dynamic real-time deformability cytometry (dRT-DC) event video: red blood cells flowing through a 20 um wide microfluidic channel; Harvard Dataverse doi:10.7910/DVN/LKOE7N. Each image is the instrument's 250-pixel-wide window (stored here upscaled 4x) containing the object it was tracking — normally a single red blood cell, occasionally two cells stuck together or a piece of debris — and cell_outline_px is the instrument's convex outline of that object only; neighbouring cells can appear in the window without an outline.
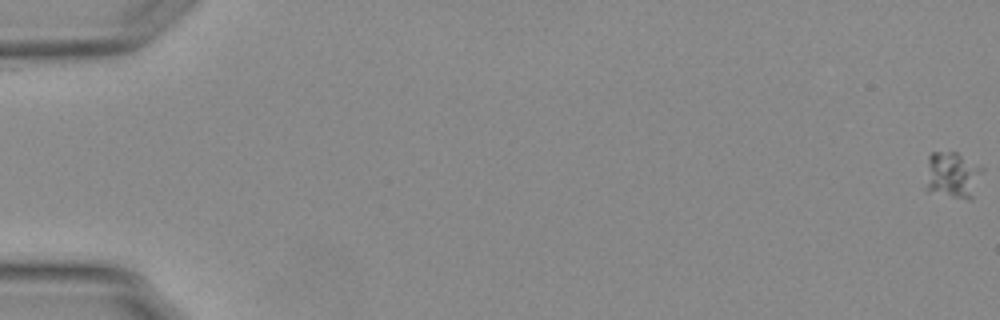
{"species": "Egyptian fruit bat (a non-hibernating species)", "species_latin": "Rousettus aegyptiacus", "temperature_condition": "warm", "stored_images_in_passage": 57, "camera_frame_rate_fps": 3000, "um_per_image_px": 0.085, "animal": {"sex": "female"}, "frame": {"image": 1, "passage_image": 1, "time_ms": 0.0, "image_size_px": [1000, 320], "cell_outline_px": [[984, 168], [972, 200], [968, 200], [952, 196], [928, 188], [928, 156], [932, 152], [956, 152]], "centroid_in_image_um": [81.04, 14.85], "position_along_channel_um": 4.0, "area_um2": 14.74}}
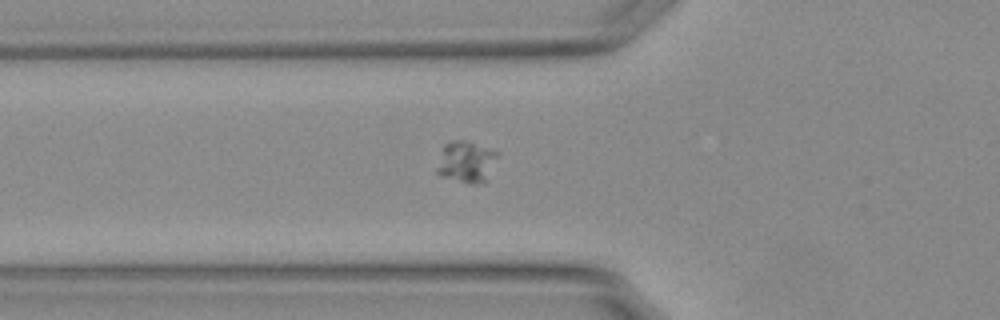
{"frame": {"image": 2, "passage_image": 22, "time_ms": 7.0, "image_size_px": [1000, 320], "cell_outline_px": [[500, 152], [488, 180], [484, 184], [468, 184], [440, 176], [436, 172], [436, 168], [444, 144], [452, 140], [464, 140]], "centroid_in_image_um": [39.65, 13.79], "position_along_channel_um": 86.1, "area_um2": 15.03}}
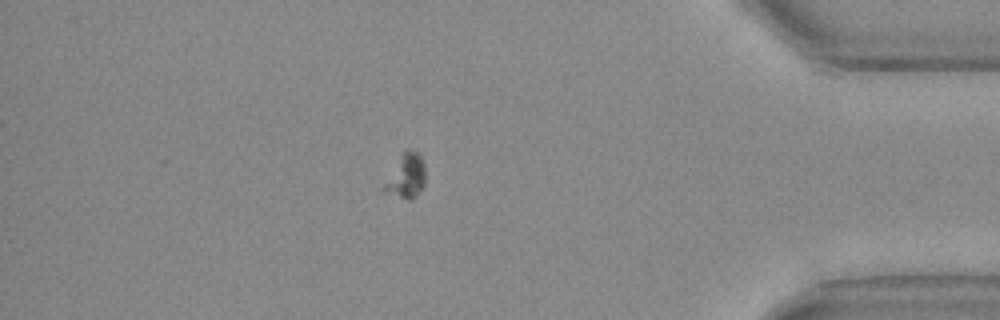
{"frame": {"image": 3, "passage_image": 50, "time_ms": 16.333, "image_size_px": [1000, 320], "cell_outline_px": [[424, 184], [416, 196], [412, 200], [408, 200], [380, 188], [400, 156], [404, 152], [416, 152], [420, 156], [424, 164]], "centroid_in_image_um": [34.51, 15.0], "position_along_channel_um": 400.7, "area_um2": 10.17}}